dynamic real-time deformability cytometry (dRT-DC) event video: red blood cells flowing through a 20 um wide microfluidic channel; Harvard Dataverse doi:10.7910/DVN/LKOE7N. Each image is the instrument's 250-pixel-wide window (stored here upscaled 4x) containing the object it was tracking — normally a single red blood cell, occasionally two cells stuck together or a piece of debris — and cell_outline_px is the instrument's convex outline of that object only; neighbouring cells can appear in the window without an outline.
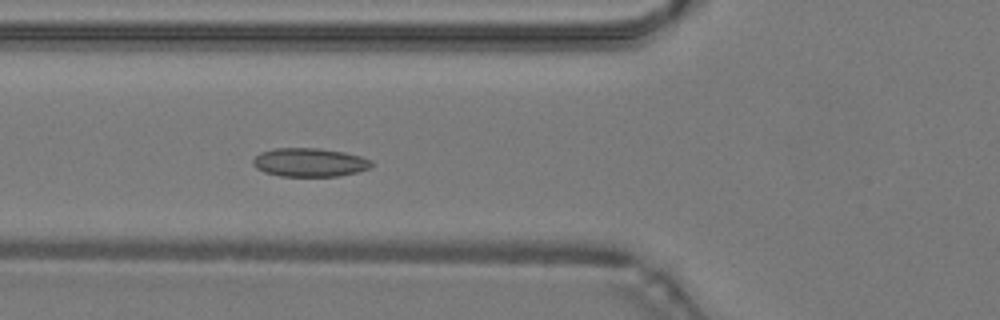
{"species": "common noctule bat (a hibernating species)", "species_latin": "Nyctalus noctula", "temperature_condition": "warm", "stored_images_in_passage": 48, "camera_frame_rate_fps": 3000, "um_per_image_px": 0.085, "animal": {"sex": "male", "body_mass_g": 19.2, "forearm_length_mm": 51.8}, "frame": {"image": 1, "passage_image": 18, "time_ms": 5.667, "image_size_px": [1000, 320], "cell_outline_px": [[372, 164], [368, 168], [356, 172], [340, 176], [280, 176], [264, 172], [256, 168], [252, 164], [252, 160], [260, 152], [276, 148], [320, 148], [344, 152], [360, 156], [372, 160]], "centroid_in_image_um": [26.29, 13.8], "position_along_channel_um": 99.5, "area_um2": 19.77}}
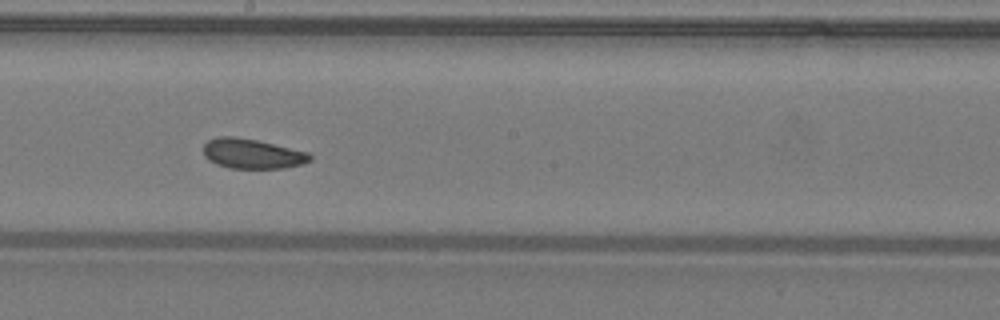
{"frame": {"image": 2, "passage_image": 27, "time_ms": 8.667, "image_size_px": [1000, 320], "cell_outline_px": [[312, 160], [304, 164], [284, 168], [228, 168], [216, 164], [208, 160], [204, 156], [204, 144], [208, 140], [216, 136], [232, 136], [256, 140], [308, 152], [312, 156]], "centroid_in_image_um": [21.43, 13.07], "position_along_channel_um": 226.8, "area_um2": 18.61}}
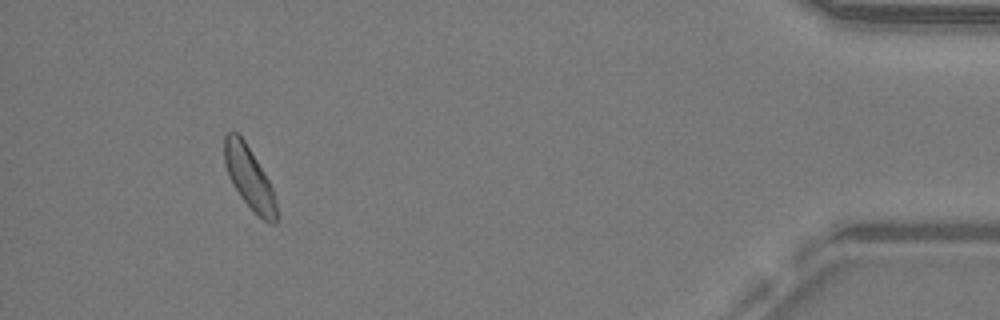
{"frame": {"image": 3, "passage_image": 45, "time_ms": 14.667, "image_size_px": [1000, 320], "cell_outline_px": [[276, 224], [272, 224], [264, 220], [240, 196], [232, 184], [228, 176], [224, 164], [224, 136], [228, 132], [236, 132], [244, 140], [268, 180], [272, 188], [276, 200]], "centroid_in_image_um": [21.15, 15.08], "position_along_channel_um": 414.0, "area_um2": 18.44}, "authors_computed_cell_mechanics": {"area_um2": 19.2763, "velocity_mm_per_s": 4.232, "shape_relaxation_time_tau1_ms": 3.8766, "shape_relaxation_time_tau2_ms": 2.4862, "deformation_change_tau1": 0.0684, "deformation_change_tau2": 0.0622}}